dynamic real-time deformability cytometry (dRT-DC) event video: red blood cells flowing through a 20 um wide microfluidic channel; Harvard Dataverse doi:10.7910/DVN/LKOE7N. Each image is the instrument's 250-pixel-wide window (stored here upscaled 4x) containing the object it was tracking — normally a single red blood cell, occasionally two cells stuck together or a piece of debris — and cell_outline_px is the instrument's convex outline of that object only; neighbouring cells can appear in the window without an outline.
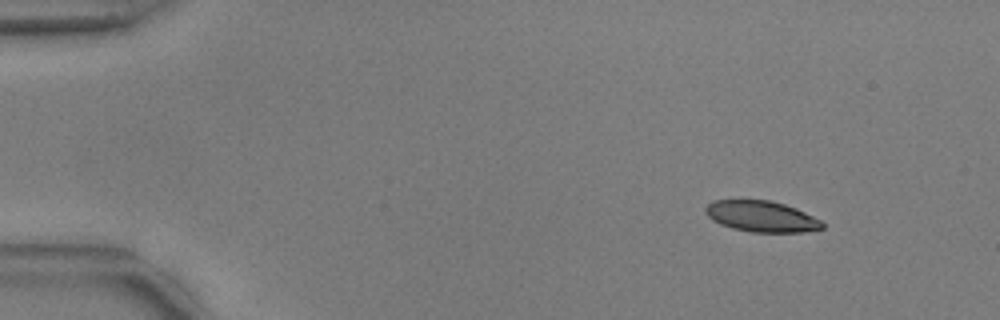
{"species": "common noctule bat (a hibernating species)", "species_latin": "Nyctalus noctula", "temperature_condition": "warm", "stored_images_in_passage": 49, "camera_frame_rate_fps": 3000, "um_per_image_px": 0.085, "animal": {"sex": "male", "body_mass_g": 17.9, "forearm_length_mm": 54.2}, "frame": {"image": 1, "passage_image": 1, "time_ms": 0.0, "image_size_px": [1000, 320], "cell_outline_px": [[824, 228], [804, 232], [752, 232], [732, 228], [720, 224], [712, 220], [704, 212], [704, 208], [712, 200], [772, 200], [796, 208], [820, 220], [824, 224]], "centroid_in_image_um": [64.7, 18.39], "position_along_channel_um": 20.3, "area_um2": 21.15}}
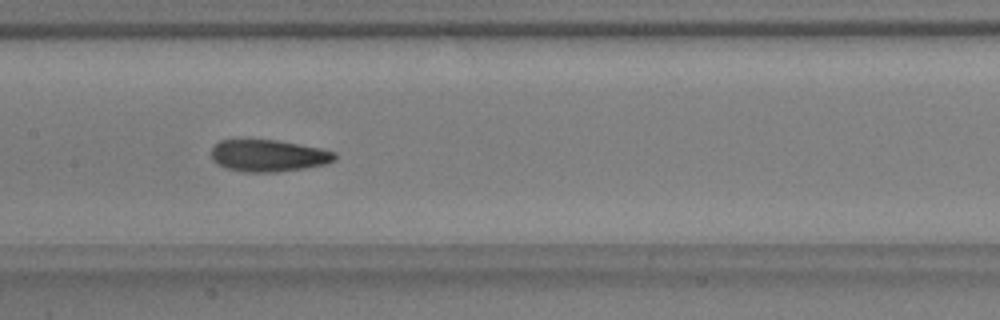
{"frame": {"image": 2, "passage_image": 22, "time_ms": 7.0, "image_size_px": [1000, 320], "cell_outline_px": [[336, 160], [324, 164], [304, 168], [276, 172], [244, 172], [224, 168], [216, 164], [212, 160], [212, 148], [220, 140], [276, 140], [320, 148], [336, 152]], "centroid_in_image_um": [22.8, 13.24], "position_along_channel_um": 184.6, "area_um2": 22.95}}
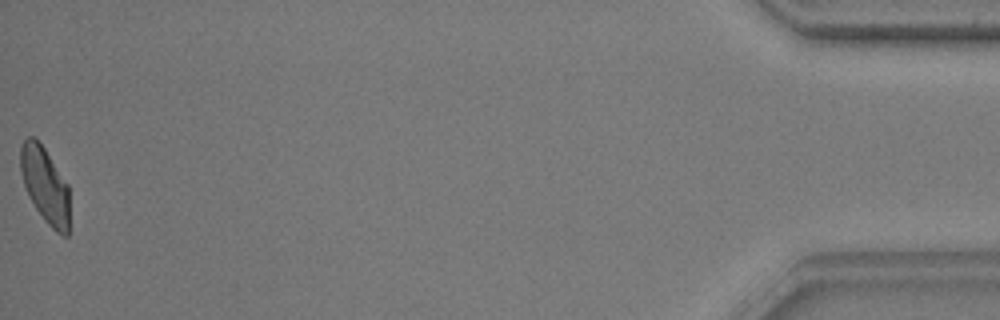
{"frame": {"image": 3, "passage_image": 49, "time_ms": 16.0, "image_size_px": [1000, 320], "cell_outline_px": [[68, 236], [64, 236], [56, 232], [44, 220], [36, 208], [24, 184], [20, 172], [20, 148], [24, 140], [28, 136], [32, 136], [44, 148], [68, 184]], "centroid_in_image_um": [3.82, 15.73], "position_along_channel_um": 431.4, "area_um2": 21.27}, "authors_computed_cell_mechanics": {"area_um2": 22.9466, "velocity_mm_per_s": 3.751, "shape_relaxation_time_tau1_ms": 7.3083, "shape_relaxation_time_tau2_ms": 1.7266, "deformation_change_tau1": 0.2019, "deformation_change_tau2": 0.0788}}